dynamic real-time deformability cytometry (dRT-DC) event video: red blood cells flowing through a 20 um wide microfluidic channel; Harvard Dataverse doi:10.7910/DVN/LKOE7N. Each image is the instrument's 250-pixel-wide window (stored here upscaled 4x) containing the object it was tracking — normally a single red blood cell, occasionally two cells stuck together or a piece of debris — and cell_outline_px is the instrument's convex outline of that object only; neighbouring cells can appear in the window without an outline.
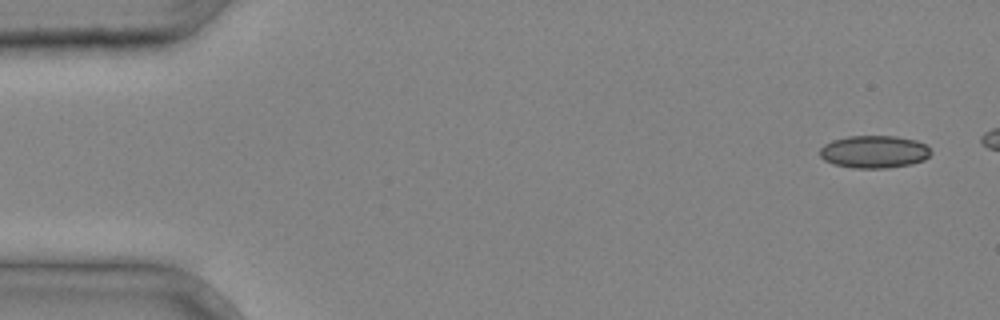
{"species": "common noctule bat (a hibernating species)", "species_latin": "Nyctalus noctula", "temperature_condition": "cold", "stored_images_in_passage": 5, "camera_frame_rate_fps": 3000, "um_per_image_px": 0.085, "animal": {"sex": "male", "body_mass_g": 20.4}, "frame": {"image": 1, "passage_image": 1, "time_ms": 0.0, "image_size_px": [1000, 320], "cell_outline_px": [[932, 152], [924, 160], [912, 164], [884, 168], [852, 168], [832, 164], [824, 160], [820, 156], [820, 148], [824, 144], [832, 140], [848, 136], [896, 136], [916, 140], [924, 144]], "centroid_in_image_um": [74.27, 12.9], "position_along_channel_um": 10.7, "area_um2": 21.15}}